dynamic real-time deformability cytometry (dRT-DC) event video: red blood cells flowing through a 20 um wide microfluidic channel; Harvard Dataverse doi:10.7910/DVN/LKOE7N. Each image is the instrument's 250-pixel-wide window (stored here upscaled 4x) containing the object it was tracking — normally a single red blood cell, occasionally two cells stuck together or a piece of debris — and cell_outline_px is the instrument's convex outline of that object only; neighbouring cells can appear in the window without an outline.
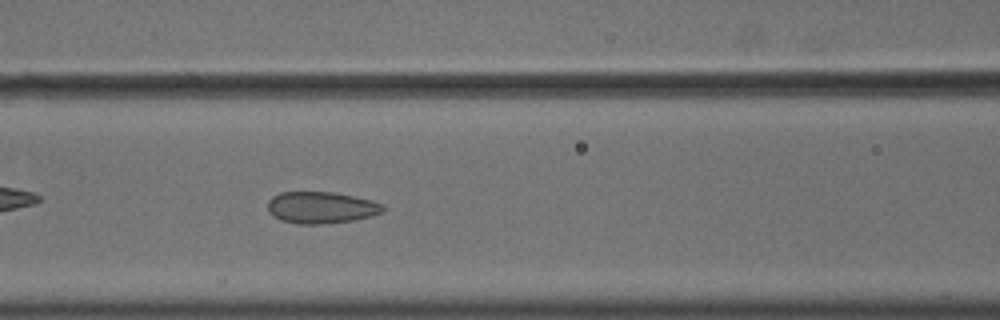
{"species": "common noctule bat (a hibernating species)", "species_latin": "Nyctalus noctula", "temperature_condition": "cold", "stored_images_in_passage": 43, "camera_frame_rate_fps": 3000, "um_per_image_px": 0.085, "animal": {"sex": "male", "body_mass_g": 18.8}, "frame": {"image": 1, "passage_image": 11, "time_ms": 3.333, "image_size_px": [1000, 320], "cell_outline_px": [[384, 212], [372, 216], [352, 220], [324, 224], [300, 224], [280, 220], [272, 216], [268, 212], [268, 200], [272, 196], [280, 192], [332, 192], [352, 196], [384, 204]], "centroid_in_image_um": [27.26, 17.65], "position_along_channel_um": 139.3, "area_um2": 21.33}}
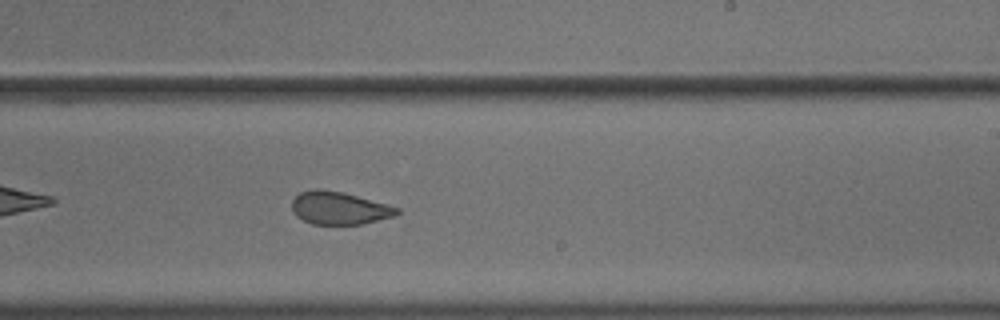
{"frame": {"image": 2, "passage_image": 21, "time_ms": 6.667, "image_size_px": [1000, 320], "cell_outline_px": [[400, 212], [392, 216], [360, 224], [312, 224], [296, 216], [292, 212], [292, 200], [300, 192], [312, 188], [320, 188], [340, 192], [356, 196], [400, 208]], "centroid_in_image_um": [28.76, 17.68], "position_along_channel_um": 260.2, "area_um2": 19.77}}
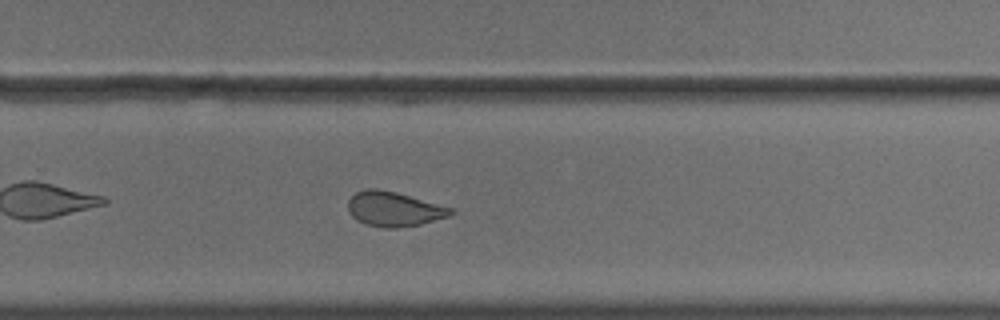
{"frame": {"image": 3, "passage_image": 24, "time_ms": 7.667, "image_size_px": [1000, 320], "cell_outline_px": [[456, 212], [448, 216], [420, 224], [396, 228], [384, 228], [364, 224], [356, 220], [348, 212], [348, 200], [356, 192], [364, 188], [376, 188], [396, 192], [452, 208]], "centroid_in_image_um": [33.44, 17.77], "position_along_channel_um": 296.4, "area_um2": 20.75}, "authors_computed_cell_mechanics": {"area_um2": 22.0218, "velocity_mm_per_s": 3.6351, "shape_relaxation_time_tau1_ms": null, "shape_relaxation_time_tau2_ms": 1.2797, "deformation_change_tau1": null, "deformation_change_tau2": 0.0775}}